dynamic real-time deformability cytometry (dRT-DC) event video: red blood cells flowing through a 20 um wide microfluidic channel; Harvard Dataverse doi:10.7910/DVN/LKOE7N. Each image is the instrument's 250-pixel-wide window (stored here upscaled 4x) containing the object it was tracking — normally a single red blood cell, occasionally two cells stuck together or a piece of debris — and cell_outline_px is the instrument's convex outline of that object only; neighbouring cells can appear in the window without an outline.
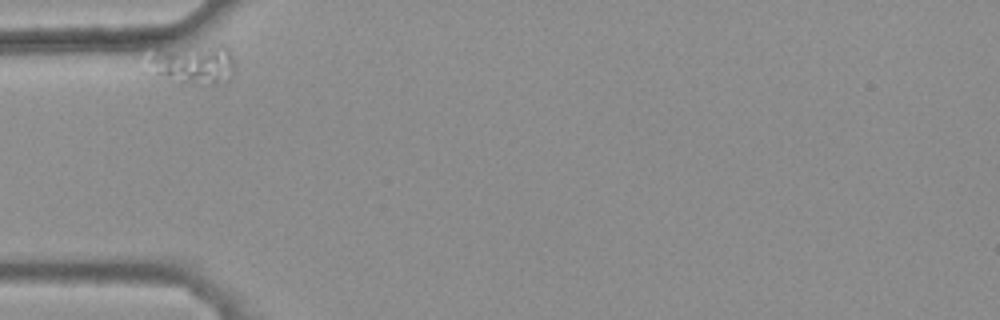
{"species": "common noctule bat (a hibernating species)", "species_latin": "Nyctalus noctula", "temperature_condition": "warm", "stored_images_in_passage": 35, "camera_frame_rate_fps": 3000, "um_per_image_px": 0.085, "animal": {"sex": "female", "body_mass_g": 25.1}, "frame": {"image": 1, "passage_image": 1, "time_ms": 0.0, "image_size_px": [1000, 320], "cell_outline_px": [[232, 76], [228, 80], [216, 84], [172, 84], [148, 76], [140, 72], [152, 56], [156, 52], [212, 44], [224, 44], [228, 48], [232, 56]], "centroid_in_image_um": [16.28, 5.55], "position_along_channel_um": 68.7, "area_um2": 21.04}}
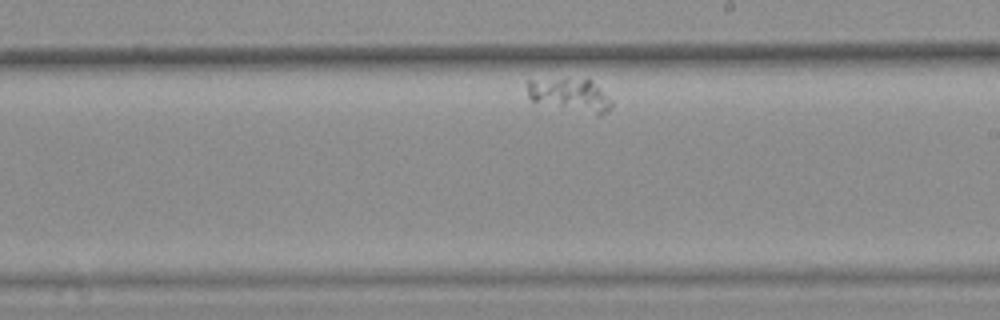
{"frame": {"image": 2, "passage_image": 20, "time_ms": 6.333, "image_size_px": [1000, 320], "cell_outline_px": [[612, 108], [600, 116], [596, 116], [532, 100], [528, 96], [528, 80], [588, 76], [612, 100]], "centroid_in_image_um": [48.54, 8.03], "position_along_channel_um": 240.5, "area_um2": 16.76}}
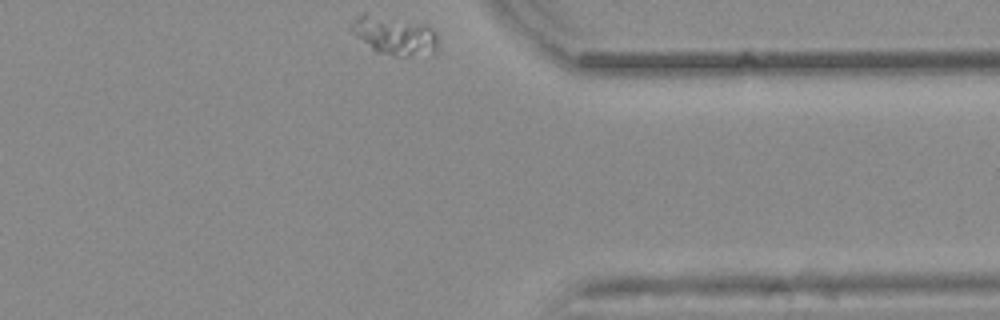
{"frame": {"image": 3, "passage_image": 35, "time_ms": 11.333, "image_size_px": [1000, 320], "cell_outline_px": [[436, 52], [412, 56], [396, 56], [376, 52], [352, 32], [348, 28], [348, 24], [352, 20], [364, 12], [428, 24], [436, 32]], "centroid_in_image_um": [33.51, 2.98], "position_along_channel_um": 377.9, "area_um2": 19.83}}